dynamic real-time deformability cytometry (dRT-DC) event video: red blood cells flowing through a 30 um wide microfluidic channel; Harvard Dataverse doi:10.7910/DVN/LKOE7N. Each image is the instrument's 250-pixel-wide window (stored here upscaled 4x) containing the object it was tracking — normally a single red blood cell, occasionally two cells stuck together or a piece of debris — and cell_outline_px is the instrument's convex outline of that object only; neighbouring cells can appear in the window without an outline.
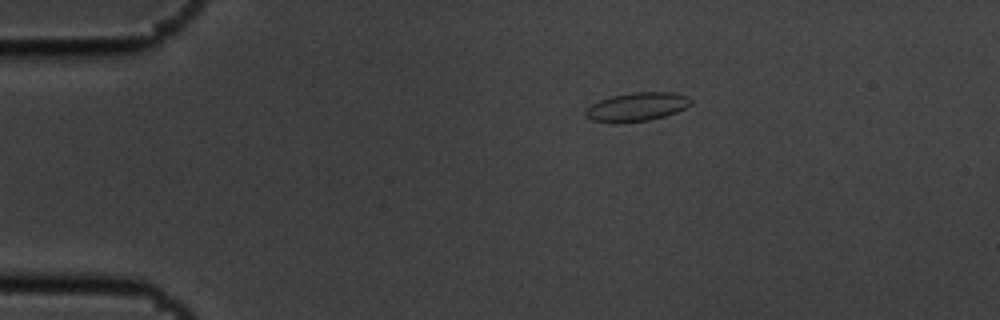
{"species": "common noctule bat (a hibernating species)", "species_latin": "Nyctalus noctula", "temperature_condition": "cold", "stored_images_in_passage": 4, "camera_frame_rate_fps": 3000, "um_per_image_px": 0.085, "animal": {"sex": "male", "body_mass_g": 19.5, "forearm_length_mm": 54.6}, "frame": {"image": 1, "passage_image": 1, "time_ms": 0.0, "image_size_px": [1000, 320], "cell_outline_px": [[692, 104], [676, 112], [664, 116], [648, 120], [592, 120], [584, 116], [584, 112], [592, 104], [600, 100], [612, 96], [632, 92], [672, 92], [688, 96], [692, 100]], "centroid_in_image_um": [54.2, 9.03], "position_along_channel_um": 30.8, "area_um2": 16.88}}
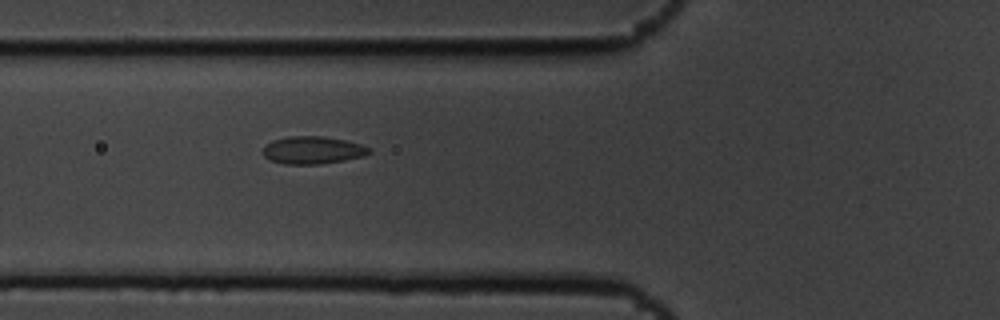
{"frame": {"image": 2, "passage_image": 4, "time_ms": 1.0, "image_size_px": [1000, 320], "cell_outline_px": [[372, 152], [364, 156], [344, 160], [320, 164], [284, 164], [268, 160], [264, 156], [264, 148], [272, 140], [288, 136], [324, 136], [344, 140], [360, 144], [372, 148]], "centroid_in_image_um": [26.6, 12.76], "position_along_channel_um": 99.2, "area_um2": 17.11}}